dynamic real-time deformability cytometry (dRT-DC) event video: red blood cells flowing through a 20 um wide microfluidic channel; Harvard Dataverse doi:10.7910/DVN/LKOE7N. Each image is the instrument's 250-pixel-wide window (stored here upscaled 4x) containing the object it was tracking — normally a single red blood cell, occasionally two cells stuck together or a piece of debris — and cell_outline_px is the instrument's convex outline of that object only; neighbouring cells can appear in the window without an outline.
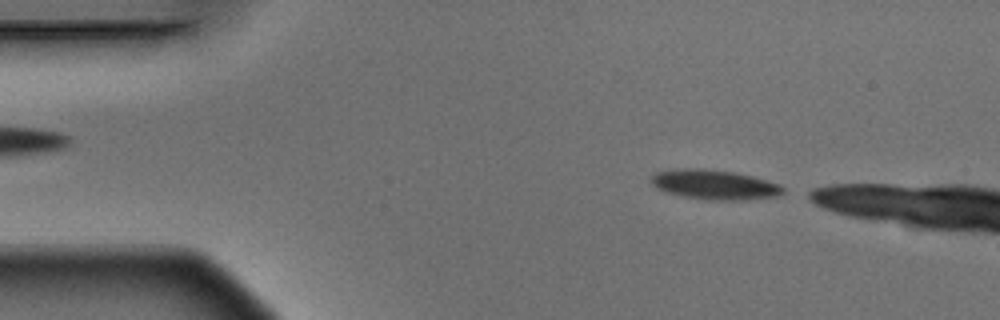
{"species": "Egyptian fruit bat (a non-hibernating species)", "species_latin": "Rousettus aegyptiacus", "temperature_condition": "warm", "stored_images_in_passage": 6, "segment_of_instrument_passage": [2, 2], "camera_frame_rate_fps": 3000, "um_per_image_px": 0.085, "animal": {"sex": "male"}, "frame": {"image": 1, "passage_image": 6, "time_ms": 1.667, "image_size_px": [1000, 320], "cell_outline_px": [[784, 192], [776, 196], [744, 200], [712, 200], [684, 196], [668, 192], [656, 188], [648, 180], [656, 172], [676, 168], [704, 168], [736, 172], [752, 176], [780, 184], [784, 188]], "centroid_in_image_um": [60.71, 15.68], "position_along_channel_um": 24.3, "area_um2": 22.89}}